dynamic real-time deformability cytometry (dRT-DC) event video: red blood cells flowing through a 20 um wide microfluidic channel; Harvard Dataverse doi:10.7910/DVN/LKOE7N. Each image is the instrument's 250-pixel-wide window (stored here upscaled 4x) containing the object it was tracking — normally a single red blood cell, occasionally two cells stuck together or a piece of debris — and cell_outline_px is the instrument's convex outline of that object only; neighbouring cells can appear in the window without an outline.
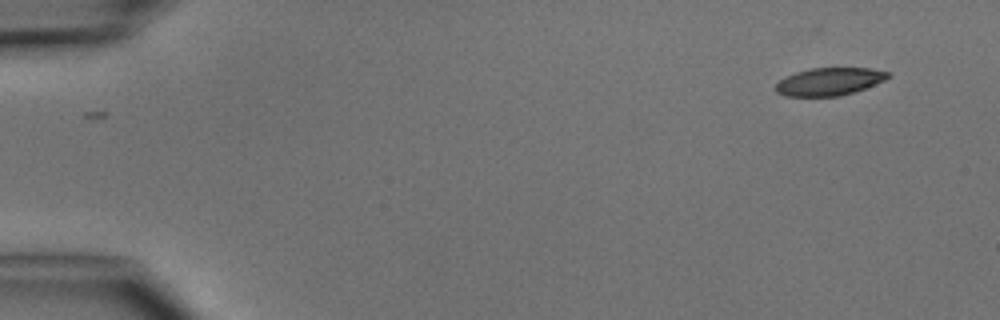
{"species": "common noctule bat (a hibernating species)", "species_latin": "Nyctalus noctula", "temperature_condition": "cold", "stored_images_in_passage": 3, "camera_frame_rate_fps": 3000, "um_per_image_px": 0.085, "animal": {"sex": "male", "body_mass_g": 15.6}, "frame": {"image": 1, "passage_image": 3, "time_ms": 2.333, "image_size_px": [1000, 320], "cell_outline_px": [[892, 76], [884, 80], [864, 88], [840, 96], [784, 96], [776, 92], [776, 84], [784, 76], [796, 72], [812, 68], [872, 68], [888, 72]], "centroid_in_image_um": [70.47, 6.93], "position_along_channel_um": 14.5, "area_um2": 18.03}}